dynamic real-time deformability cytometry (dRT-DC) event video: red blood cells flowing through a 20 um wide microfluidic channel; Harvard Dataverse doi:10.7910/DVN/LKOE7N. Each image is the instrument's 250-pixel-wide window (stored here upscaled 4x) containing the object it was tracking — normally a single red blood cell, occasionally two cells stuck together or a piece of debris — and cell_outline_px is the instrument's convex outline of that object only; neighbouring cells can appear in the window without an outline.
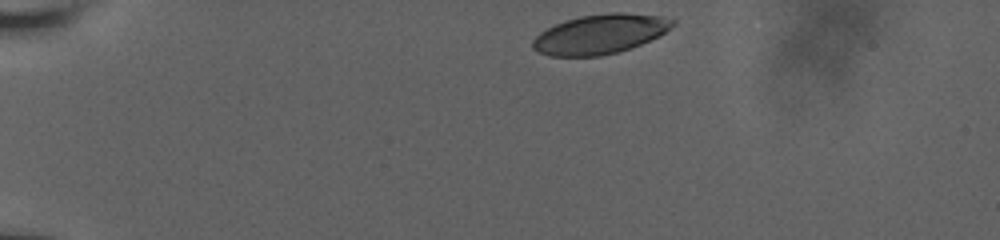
{"species": "human", "species_latin": "Homo sapiens", "temperature_condition": "room temperature", "stored_images_in_passage": 9, "camera_frame_rate_fps": 3000, "um_per_image_px": 0.085, "donor": {"sex": "male"}, "frame": {"image": 1, "passage_image": 1, "time_ms": 0.0, "image_size_px": [1000, 240], "cell_outline_px": [[676, 24], [664, 32], [640, 44], [616, 52], [600, 56], [548, 56], [536, 52], [532, 48], [532, 40], [540, 32], [564, 20], [580, 16], [612, 12], [620, 12], [660, 16], [676, 20]], "centroid_in_image_um": [50.96, 2.9], "position_along_channel_um": 34.0, "area_um2": 32.02}}
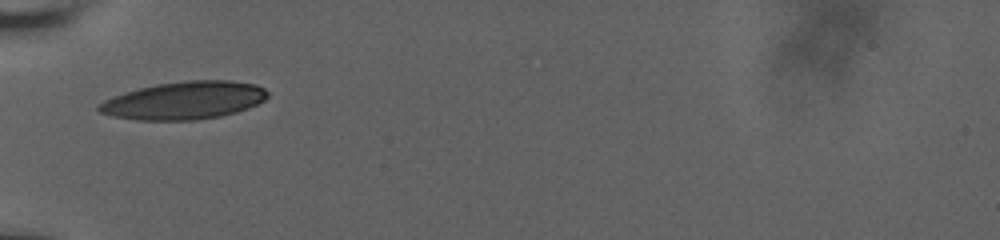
{"frame": {"image": 2, "passage_image": 6, "time_ms": 3.0, "image_size_px": [1000, 240], "cell_outline_px": [[268, 96], [264, 100], [248, 108], [236, 112], [220, 116], [196, 120], [136, 120], [112, 116], [100, 112], [96, 108], [104, 100], [112, 96], [124, 92], [156, 84], [188, 80], [228, 80], [256, 84], [264, 88], [268, 92]], "centroid_in_image_um": [15.65, 8.53], "position_along_channel_um": 69.3, "area_um2": 37.17}}
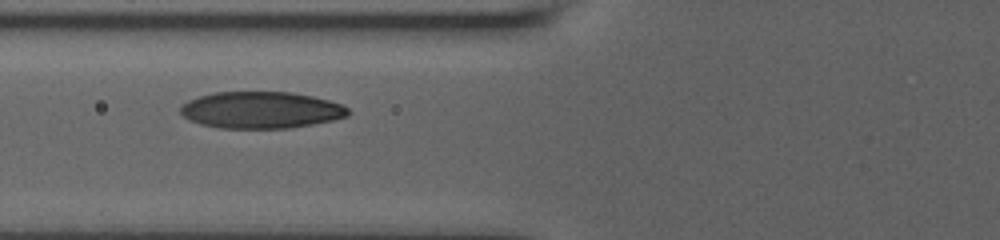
{"frame": {"image": 3, "passage_image": 8, "time_ms": 4.0, "image_size_px": [1000, 240], "cell_outline_px": [[352, 112], [348, 116], [332, 120], [292, 128], [220, 128], [200, 124], [188, 120], [180, 112], [180, 104], [188, 100], [200, 96], [216, 92], [292, 92], [312, 96], [328, 100], [340, 104], [348, 108]], "centroid_in_image_um": [22.17, 9.35], "position_along_channel_um": 103.6, "area_um2": 36.01}}